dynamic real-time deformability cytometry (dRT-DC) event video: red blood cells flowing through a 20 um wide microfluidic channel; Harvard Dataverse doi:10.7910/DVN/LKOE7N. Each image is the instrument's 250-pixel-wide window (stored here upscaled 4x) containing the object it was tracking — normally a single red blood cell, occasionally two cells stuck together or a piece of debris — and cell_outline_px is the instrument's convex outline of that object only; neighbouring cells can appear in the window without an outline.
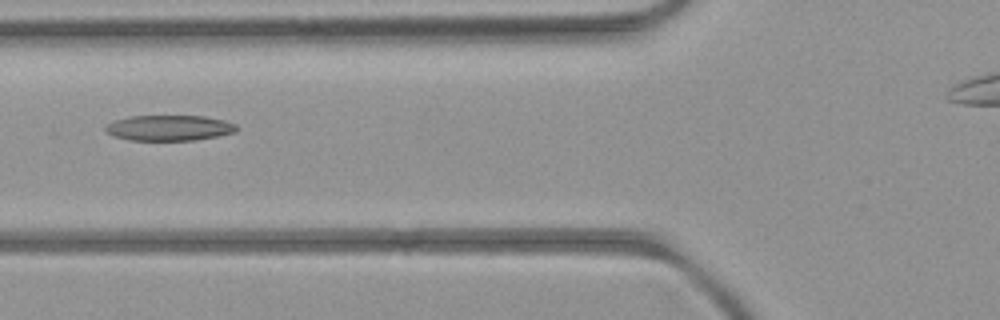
{"species": "common noctule bat (a hibernating species)", "species_latin": "Nyctalus noctula", "temperature_condition": "room temperature", "stored_images_in_passage": 6, "camera_frame_rate_fps": 3000, "um_per_image_px": 0.085, "animal": {"sex": "female", "body_mass_g": 21.9}, "frame": {"image": 1, "passage_image": 5, "time_ms": 5.667, "image_size_px": [1000, 320], "cell_outline_px": [[236, 132], [216, 136], [192, 140], [128, 140], [116, 136], [108, 132], [104, 128], [104, 124], [116, 120], [132, 116], [204, 116], [224, 120], [236, 124]], "centroid_in_image_um": [14.37, 10.86], "position_along_channel_um": 111.4, "area_um2": 19.31}}
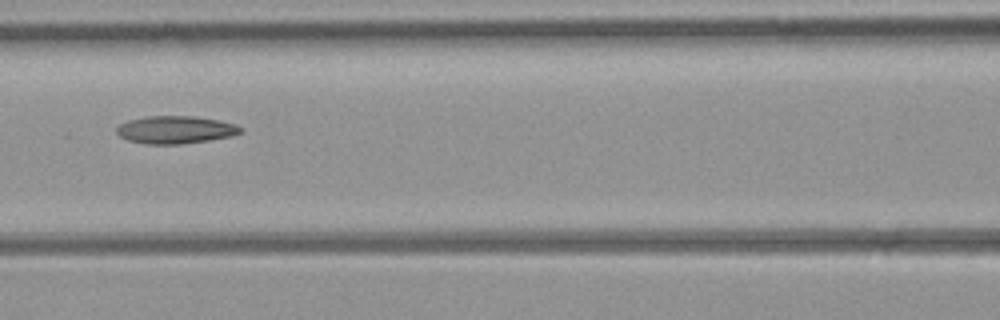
{"frame": {"image": 2, "passage_image": 6, "time_ms": 6.667, "image_size_px": [1000, 320], "cell_outline_px": [[244, 128], [240, 132], [232, 136], [208, 140], [180, 144], [144, 144], [128, 140], [120, 136], [116, 132], [116, 128], [120, 124], [128, 120], [144, 116], [192, 116], [220, 120], [236, 124]], "centroid_in_image_um": [14.91, 11.02], "position_along_channel_um": 151.7, "area_um2": 20.06}}